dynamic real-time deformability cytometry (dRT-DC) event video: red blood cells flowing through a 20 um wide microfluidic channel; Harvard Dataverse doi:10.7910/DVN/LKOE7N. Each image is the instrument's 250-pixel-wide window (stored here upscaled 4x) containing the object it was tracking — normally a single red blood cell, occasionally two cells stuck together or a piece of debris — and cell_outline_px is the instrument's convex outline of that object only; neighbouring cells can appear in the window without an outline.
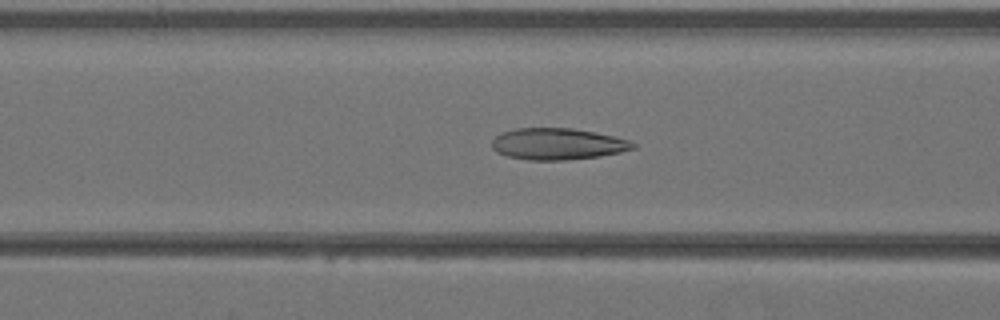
{"species": "Egyptian fruit bat (a non-hibernating species)", "species_latin": "Rousettus aegyptiacus", "temperature_condition": "warm", "stored_images_in_passage": 27, "camera_frame_rate_fps": 3000, "um_per_image_px": 0.085, "animal": {"sex": "female"}, "frame": {"image": 1, "passage_image": 7, "time_ms": 2.0, "image_size_px": [1000, 320], "cell_outline_px": [[636, 148], [620, 152], [600, 156], [564, 160], [528, 160], [508, 156], [496, 152], [492, 148], [492, 140], [496, 136], [504, 132], [516, 128], [572, 128], [596, 132], [616, 136], [628, 140], [636, 144]], "centroid_in_image_um": [47.42, 12.23], "position_along_channel_um": 119.2, "area_um2": 25.95}}
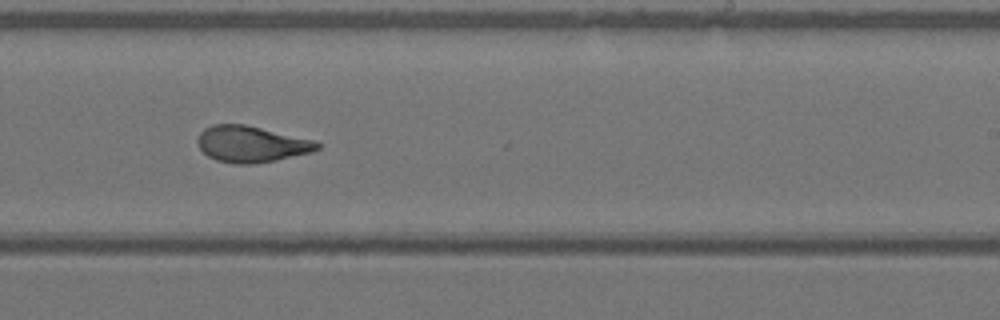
{"frame": {"image": 2, "passage_image": 16, "time_ms": 5.0, "image_size_px": [1000, 320], "cell_outline_px": [[320, 148], [312, 152], [276, 160], [252, 164], [236, 164], [216, 160], [208, 156], [196, 144], [196, 140], [200, 132], [204, 128], [212, 124], [244, 124], [316, 140], [320, 144]], "centroid_in_image_um": [21.35, 12.24], "position_along_channel_um": 267.6, "area_um2": 25.43}}
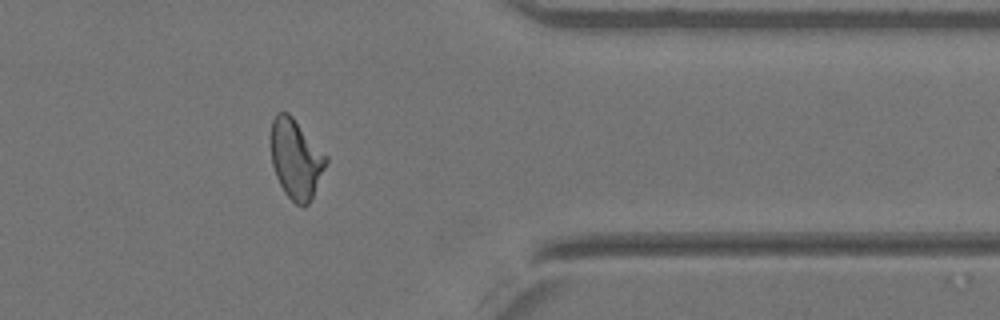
{"frame": {"image": 3, "passage_image": 24, "time_ms": 7.667, "image_size_px": [1000, 320], "cell_outline_px": [[328, 160], [312, 196], [308, 204], [304, 208], [296, 204], [284, 192], [276, 176], [272, 164], [272, 120], [276, 112], [288, 112], [292, 116], [328, 156]], "centroid_in_image_um": [25.16, 13.5], "position_along_channel_um": 386.2, "area_um2": 25.2}}